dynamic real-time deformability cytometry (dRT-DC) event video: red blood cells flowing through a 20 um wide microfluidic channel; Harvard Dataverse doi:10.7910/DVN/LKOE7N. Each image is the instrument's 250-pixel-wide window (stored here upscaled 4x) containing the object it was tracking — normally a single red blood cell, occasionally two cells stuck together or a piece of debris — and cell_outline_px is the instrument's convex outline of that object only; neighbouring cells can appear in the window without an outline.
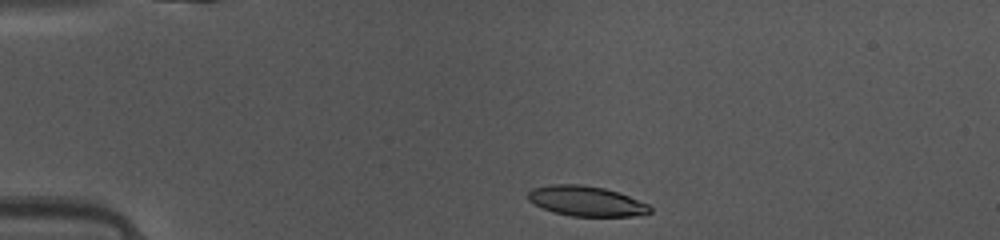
{"species": "common noctule bat (a hibernating species)", "species_latin": "Nyctalus noctula", "temperature_condition": "warm", "stored_images_in_passage": 39, "camera_frame_rate_fps": 3000, "um_per_image_px": 0.085, "animal": {"sex": "female", "body_mass_g": 10.0, "forearm_length_mm": 53.1}, "frame": {"image": 1, "passage_image": 1, "time_ms": 0.0, "image_size_px": [1000, 240], "cell_outline_px": [[652, 212], [632, 216], [572, 216], [552, 212], [528, 200], [528, 192], [532, 188], [548, 184], [580, 184], [604, 188], [628, 196], [648, 204], [652, 208]], "centroid_in_image_um": [49.81, 17.09], "position_along_channel_um": 35.2, "area_um2": 21.27}}
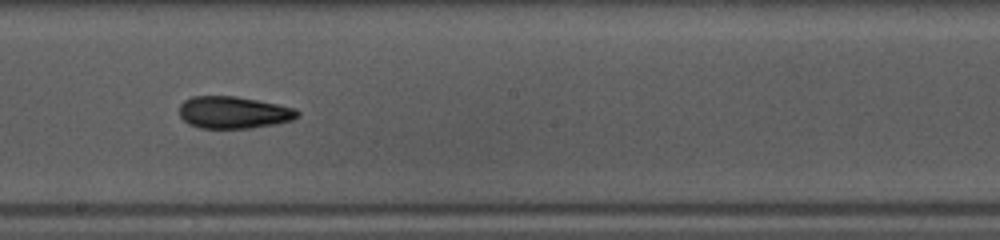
{"frame": {"image": 2, "passage_image": 18, "time_ms": 5.667, "image_size_px": [1000, 240], "cell_outline_px": [[300, 116], [292, 120], [276, 124], [252, 128], [200, 128], [188, 124], [180, 116], [180, 104], [184, 100], [192, 96], [236, 96], [296, 108], [300, 112]], "centroid_in_image_um": [19.86, 9.56], "position_along_channel_um": 228.3, "area_um2": 22.2}}
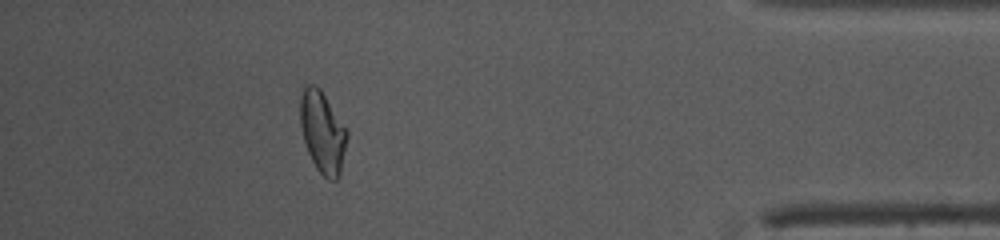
{"frame": {"image": 3, "passage_image": 34, "time_ms": 11.0, "image_size_px": [1000, 240], "cell_outline_px": [[348, 136], [340, 176], [336, 180], [328, 180], [316, 168], [308, 152], [304, 140], [300, 124], [300, 96], [304, 84], [316, 84], [320, 88], [348, 132]], "centroid_in_image_um": [27.41, 11.22], "position_along_channel_um": 407.8, "area_um2": 22.31}, "authors_computed_cell_mechanics": {"area_um2": 22.0218, "velocity_mm_per_s": 4.1402, "shape_relaxation_time_tau1_ms": 7.3539, "shape_relaxation_time_tau2_ms": 3.9472, "deformation_change_tau1": 0.1789, "deformation_change_tau2": 0.1092}}